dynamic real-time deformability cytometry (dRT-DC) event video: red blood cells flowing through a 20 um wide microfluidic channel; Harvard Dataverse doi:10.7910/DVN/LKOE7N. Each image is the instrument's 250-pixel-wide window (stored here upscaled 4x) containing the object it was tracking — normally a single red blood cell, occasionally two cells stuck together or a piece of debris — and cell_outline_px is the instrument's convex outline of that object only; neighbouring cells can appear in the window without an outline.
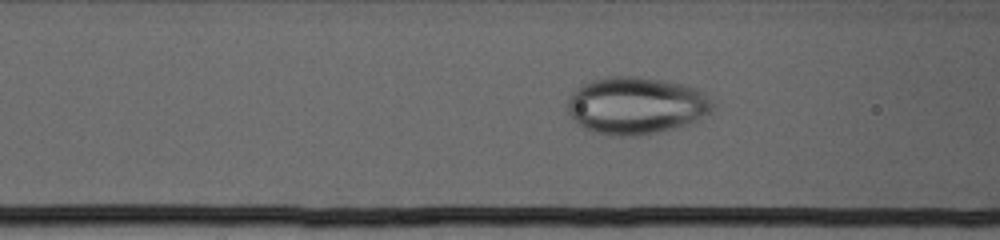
{"species": "human", "species_latin": "Homo sapiens", "temperature_condition": "cold", "stored_images_in_passage": 54, "camera_frame_rate_fps": 3000, "um_per_image_px": 0.085, "donor": {"sex": "female"}, "frame": {"image": 1, "passage_image": 9, "time_ms": 2.667, "image_size_px": [1000, 240], "cell_outline_px": [[716, 104], [712, 116], [676, 128], [636, 136], [612, 136], [596, 132], [584, 128], [568, 112], [568, 96], [576, 88], [592, 80], [608, 76], [636, 76], [664, 80], [684, 84], [696, 88], [712, 96], [716, 100]], "centroid_in_image_um": [54.19, 8.96], "position_along_channel_um": 112.4, "area_um2": 49.3}}
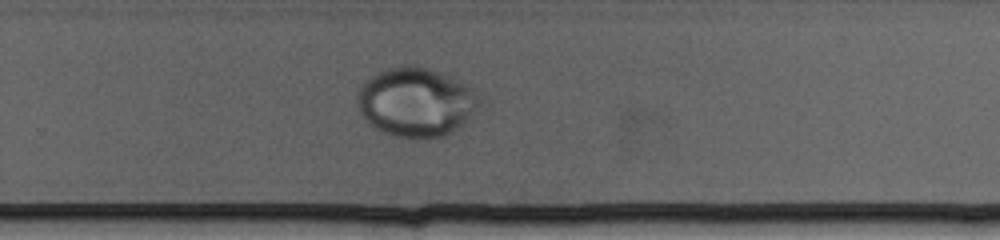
{"frame": {"image": 2, "passage_image": 29, "time_ms": 9.333, "image_size_px": [1000, 240], "cell_outline_px": [[484, 100], [468, 120], [460, 128], [444, 136], [424, 140], [408, 140], [392, 136], [376, 128], [360, 112], [356, 104], [356, 92], [376, 72], [384, 68], [400, 64], [416, 64], [452, 76], [472, 88]], "centroid_in_image_um": [35.39, 8.69], "position_along_channel_um": 294.4, "area_um2": 50.34}}
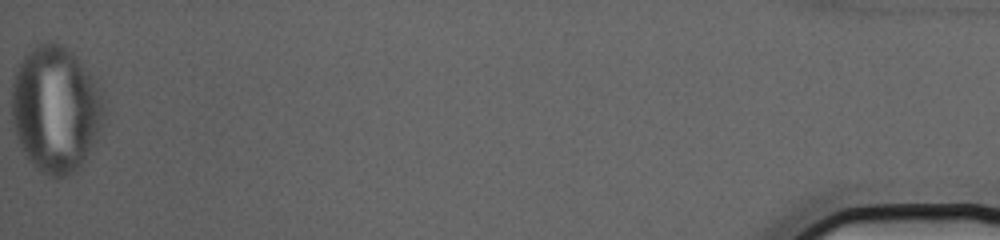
{"frame": {"image": 3, "passage_image": 54, "time_ms": 17.667, "image_size_px": [1000, 240], "cell_outline_px": [[104, 120], [96, 140], [84, 160], [76, 172], [60, 180], [56, 180], [36, 168], [28, 160], [20, 148], [12, 120], [12, 84], [16, 68], [20, 60], [36, 44], [52, 40], [60, 44], [72, 52], [80, 60], [96, 80], [104, 96]], "centroid_in_image_um": [4.74, 9.29], "position_along_channel_um": 430.5, "area_um2": 69.01}}